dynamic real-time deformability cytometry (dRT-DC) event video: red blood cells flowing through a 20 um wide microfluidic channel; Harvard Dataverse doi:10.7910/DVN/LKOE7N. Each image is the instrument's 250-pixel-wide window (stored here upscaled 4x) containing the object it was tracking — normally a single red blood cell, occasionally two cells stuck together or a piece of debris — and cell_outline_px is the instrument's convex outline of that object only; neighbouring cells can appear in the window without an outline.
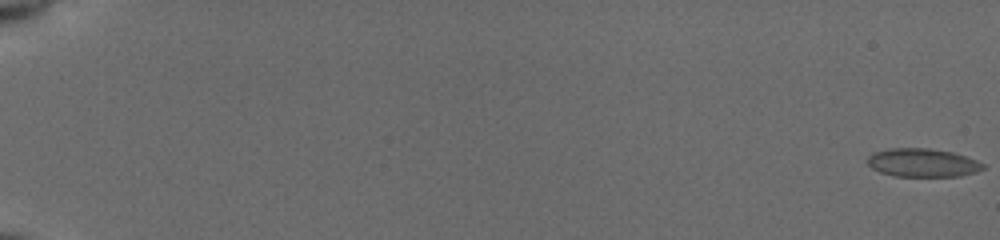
{"species": "common noctule bat (a hibernating species)", "species_latin": "Nyctalus noctula", "temperature_condition": "cold", "stored_images_in_passage": 56, "camera_frame_rate_fps": 3000, "um_per_image_px": 0.085, "animal": {"sex": "female", "body_mass_g": 19.5, "forearm_length_mm": 54.1}, "frame": {"image": 1, "passage_image": 1, "time_ms": 0.0, "image_size_px": [1000, 240], "cell_outline_px": [[984, 168], [976, 172], [960, 176], [896, 176], [880, 172], [872, 168], [868, 164], [868, 156], [872, 152], [892, 148], [928, 148], [952, 152], [976, 160], [984, 164]], "centroid_in_image_um": [78.4, 13.83], "position_along_channel_um": 6.6, "area_um2": 19.02}}
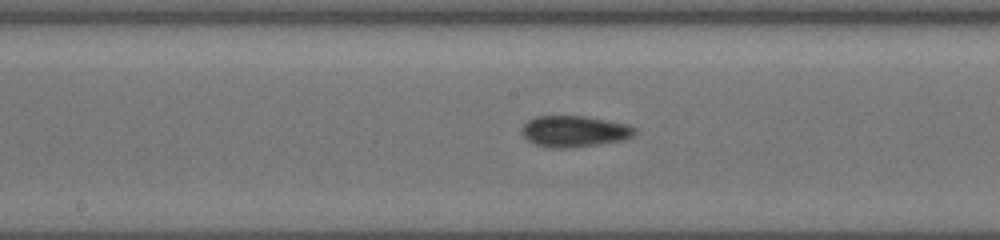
{"frame": {"image": 2, "passage_image": 32, "time_ms": 10.333, "image_size_px": [1000, 240], "cell_outline_px": [[636, 132], [632, 136], [624, 140], [600, 144], [564, 148], [552, 148], [536, 144], [528, 140], [520, 132], [520, 128], [528, 120], [536, 116], [584, 116], [628, 124], [636, 128]], "centroid_in_image_um": [48.81, 11.16], "position_along_channel_um": 199.4, "area_um2": 20.58}}
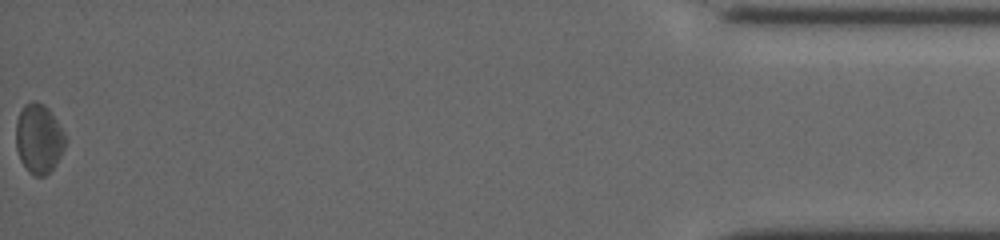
{"frame": {"image": 3, "passage_image": 56, "time_ms": 18.333, "image_size_px": [1000, 240], "cell_outline_px": [[64, 148], [56, 164], [44, 176], [36, 176], [28, 172], [20, 160], [16, 148], [16, 120], [24, 104], [32, 100], [36, 100], [44, 104], [48, 108], [64, 132]], "centroid_in_image_um": [3.27, 11.77], "position_along_channel_um": 431.9, "area_um2": 19.94}, "authors_computed_cell_mechanics": {"area_um2": 19.1318, "velocity_mm_per_s": 3.9108, "shape_relaxation_time_tau1_ms": 1.645, "shape_relaxation_time_tau2_ms": null, "deformation_change_tau1": 0.0457, "deformation_change_tau2": null}}